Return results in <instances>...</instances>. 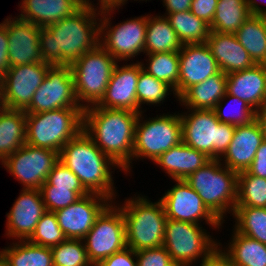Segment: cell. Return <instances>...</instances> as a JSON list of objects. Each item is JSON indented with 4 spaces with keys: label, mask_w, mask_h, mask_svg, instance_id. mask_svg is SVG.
Listing matches in <instances>:
<instances>
[{
    "label": "cell",
    "mask_w": 266,
    "mask_h": 266,
    "mask_svg": "<svg viewBox=\"0 0 266 266\" xmlns=\"http://www.w3.org/2000/svg\"><path fill=\"white\" fill-rule=\"evenodd\" d=\"M85 4L73 15L40 27L39 46L43 62L54 65H71L86 52L100 44V23L96 20L92 2ZM99 23V24H98Z\"/></svg>",
    "instance_id": "cell-1"
},
{
    "label": "cell",
    "mask_w": 266,
    "mask_h": 266,
    "mask_svg": "<svg viewBox=\"0 0 266 266\" xmlns=\"http://www.w3.org/2000/svg\"><path fill=\"white\" fill-rule=\"evenodd\" d=\"M140 113L93 105L84 109L83 131L118 168L130 170L135 125Z\"/></svg>",
    "instance_id": "cell-2"
},
{
    "label": "cell",
    "mask_w": 266,
    "mask_h": 266,
    "mask_svg": "<svg viewBox=\"0 0 266 266\" xmlns=\"http://www.w3.org/2000/svg\"><path fill=\"white\" fill-rule=\"evenodd\" d=\"M59 161L78 177L89 193L100 194L110 200L116 196L110 166L118 165L84 131L63 146Z\"/></svg>",
    "instance_id": "cell-3"
},
{
    "label": "cell",
    "mask_w": 266,
    "mask_h": 266,
    "mask_svg": "<svg viewBox=\"0 0 266 266\" xmlns=\"http://www.w3.org/2000/svg\"><path fill=\"white\" fill-rule=\"evenodd\" d=\"M84 126V108L68 107L40 113H26V144L60 153Z\"/></svg>",
    "instance_id": "cell-4"
},
{
    "label": "cell",
    "mask_w": 266,
    "mask_h": 266,
    "mask_svg": "<svg viewBox=\"0 0 266 266\" xmlns=\"http://www.w3.org/2000/svg\"><path fill=\"white\" fill-rule=\"evenodd\" d=\"M222 160L211 159L184 180L221 223L226 211H231L233 215L236 209L238 187V173L222 166Z\"/></svg>",
    "instance_id": "cell-5"
},
{
    "label": "cell",
    "mask_w": 266,
    "mask_h": 266,
    "mask_svg": "<svg viewBox=\"0 0 266 266\" xmlns=\"http://www.w3.org/2000/svg\"><path fill=\"white\" fill-rule=\"evenodd\" d=\"M120 206L125 221L126 245L134 251L163 246L166 213L161 200L145 196L125 200Z\"/></svg>",
    "instance_id": "cell-6"
},
{
    "label": "cell",
    "mask_w": 266,
    "mask_h": 266,
    "mask_svg": "<svg viewBox=\"0 0 266 266\" xmlns=\"http://www.w3.org/2000/svg\"><path fill=\"white\" fill-rule=\"evenodd\" d=\"M187 109L191 113L180 114L182 142L210 159H221L232 141L236 126L220 122L214 110Z\"/></svg>",
    "instance_id": "cell-7"
},
{
    "label": "cell",
    "mask_w": 266,
    "mask_h": 266,
    "mask_svg": "<svg viewBox=\"0 0 266 266\" xmlns=\"http://www.w3.org/2000/svg\"><path fill=\"white\" fill-rule=\"evenodd\" d=\"M116 61L99 44L70 65L75 94L82 108L97 105L104 97L110 77L118 63ZM83 101L87 105L81 104Z\"/></svg>",
    "instance_id": "cell-8"
},
{
    "label": "cell",
    "mask_w": 266,
    "mask_h": 266,
    "mask_svg": "<svg viewBox=\"0 0 266 266\" xmlns=\"http://www.w3.org/2000/svg\"><path fill=\"white\" fill-rule=\"evenodd\" d=\"M139 114L135 125L132 160L144 157L155 161L162 153L182 142L181 116L160 115L143 122ZM143 122V123H140Z\"/></svg>",
    "instance_id": "cell-9"
},
{
    "label": "cell",
    "mask_w": 266,
    "mask_h": 266,
    "mask_svg": "<svg viewBox=\"0 0 266 266\" xmlns=\"http://www.w3.org/2000/svg\"><path fill=\"white\" fill-rule=\"evenodd\" d=\"M200 224L166 220L163 246L177 266H190L198 258L205 259L219 245Z\"/></svg>",
    "instance_id": "cell-10"
},
{
    "label": "cell",
    "mask_w": 266,
    "mask_h": 266,
    "mask_svg": "<svg viewBox=\"0 0 266 266\" xmlns=\"http://www.w3.org/2000/svg\"><path fill=\"white\" fill-rule=\"evenodd\" d=\"M111 204L96 218L93 227L83 239L91 264H99L127 246L123 213L119 206Z\"/></svg>",
    "instance_id": "cell-11"
},
{
    "label": "cell",
    "mask_w": 266,
    "mask_h": 266,
    "mask_svg": "<svg viewBox=\"0 0 266 266\" xmlns=\"http://www.w3.org/2000/svg\"><path fill=\"white\" fill-rule=\"evenodd\" d=\"M109 11L110 9L100 11L103 18L99 19L102 39H100V45L117 61H126L144 52L147 16L123 21L111 28L109 21L111 18L106 17Z\"/></svg>",
    "instance_id": "cell-12"
},
{
    "label": "cell",
    "mask_w": 266,
    "mask_h": 266,
    "mask_svg": "<svg viewBox=\"0 0 266 266\" xmlns=\"http://www.w3.org/2000/svg\"><path fill=\"white\" fill-rule=\"evenodd\" d=\"M58 161V152L25 143L9 155L2 164L22 183L23 189H40Z\"/></svg>",
    "instance_id": "cell-13"
},
{
    "label": "cell",
    "mask_w": 266,
    "mask_h": 266,
    "mask_svg": "<svg viewBox=\"0 0 266 266\" xmlns=\"http://www.w3.org/2000/svg\"><path fill=\"white\" fill-rule=\"evenodd\" d=\"M68 107H82L77 101L70 65L50 66L24 111L40 113Z\"/></svg>",
    "instance_id": "cell-14"
},
{
    "label": "cell",
    "mask_w": 266,
    "mask_h": 266,
    "mask_svg": "<svg viewBox=\"0 0 266 266\" xmlns=\"http://www.w3.org/2000/svg\"><path fill=\"white\" fill-rule=\"evenodd\" d=\"M50 66L42 62L11 67L0 79V106L25 110Z\"/></svg>",
    "instance_id": "cell-15"
},
{
    "label": "cell",
    "mask_w": 266,
    "mask_h": 266,
    "mask_svg": "<svg viewBox=\"0 0 266 266\" xmlns=\"http://www.w3.org/2000/svg\"><path fill=\"white\" fill-rule=\"evenodd\" d=\"M176 182V185L160 198L167 219L197 224L204 219L212 227L221 226L222 223L208 210L198 193L186 181Z\"/></svg>",
    "instance_id": "cell-16"
},
{
    "label": "cell",
    "mask_w": 266,
    "mask_h": 266,
    "mask_svg": "<svg viewBox=\"0 0 266 266\" xmlns=\"http://www.w3.org/2000/svg\"><path fill=\"white\" fill-rule=\"evenodd\" d=\"M112 200L107 197L89 193L68 207L55 211L58 224L67 239L83 240L93 227L96 218Z\"/></svg>",
    "instance_id": "cell-17"
},
{
    "label": "cell",
    "mask_w": 266,
    "mask_h": 266,
    "mask_svg": "<svg viewBox=\"0 0 266 266\" xmlns=\"http://www.w3.org/2000/svg\"><path fill=\"white\" fill-rule=\"evenodd\" d=\"M179 55L178 98L220 70L206 43L183 44Z\"/></svg>",
    "instance_id": "cell-18"
},
{
    "label": "cell",
    "mask_w": 266,
    "mask_h": 266,
    "mask_svg": "<svg viewBox=\"0 0 266 266\" xmlns=\"http://www.w3.org/2000/svg\"><path fill=\"white\" fill-rule=\"evenodd\" d=\"M3 24L7 28L8 56L11 67L43 62L39 46V26L17 17L7 18Z\"/></svg>",
    "instance_id": "cell-19"
},
{
    "label": "cell",
    "mask_w": 266,
    "mask_h": 266,
    "mask_svg": "<svg viewBox=\"0 0 266 266\" xmlns=\"http://www.w3.org/2000/svg\"><path fill=\"white\" fill-rule=\"evenodd\" d=\"M46 208L39 189H23L7 216L9 237L29 240Z\"/></svg>",
    "instance_id": "cell-20"
},
{
    "label": "cell",
    "mask_w": 266,
    "mask_h": 266,
    "mask_svg": "<svg viewBox=\"0 0 266 266\" xmlns=\"http://www.w3.org/2000/svg\"><path fill=\"white\" fill-rule=\"evenodd\" d=\"M141 69V62L124 65L123 67L116 64L105 95L97 106L138 112L137 82Z\"/></svg>",
    "instance_id": "cell-21"
},
{
    "label": "cell",
    "mask_w": 266,
    "mask_h": 266,
    "mask_svg": "<svg viewBox=\"0 0 266 266\" xmlns=\"http://www.w3.org/2000/svg\"><path fill=\"white\" fill-rule=\"evenodd\" d=\"M263 142L262 130L256 119L248 124L236 126L232 141L223 154V165L237 173L246 171Z\"/></svg>",
    "instance_id": "cell-22"
},
{
    "label": "cell",
    "mask_w": 266,
    "mask_h": 266,
    "mask_svg": "<svg viewBox=\"0 0 266 266\" xmlns=\"http://www.w3.org/2000/svg\"><path fill=\"white\" fill-rule=\"evenodd\" d=\"M226 93L245 100L255 111L266 108V65L226 75Z\"/></svg>",
    "instance_id": "cell-23"
},
{
    "label": "cell",
    "mask_w": 266,
    "mask_h": 266,
    "mask_svg": "<svg viewBox=\"0 0 266 266\" xmlns=\"http://www.w3.org/2000/svg\"><path fill=\"white\" fill-rule=\"evenodd\" d=\"M206 44L215 58L219 70L226 75L255 65L234 33L210 31Z\"/></svg>",
    "instance_id": "cell-24"
},
{
    "label": "cell",
    "mask_w": 266,
    "mask_h": 266,
    "mask_svg": "<svg viewBox=\"0 0 266 266\" xmlns=\"http://www.w3.org/2000/svg\"><path fill=\"white\" fill-rule=\"evenodd\" d=\"M21 14L17 17L39 27H47L73 15L85 0H22ZM23 10V11H22Z\"/></svg>",
    "instance_id": "cell-25"
},
{
    "label": "cell",
    "mask_w": 266,
    "mask_h": 266,
    "mask_svg": "<svg viewBox=\"0 0 266 266\" xmlns=\"http://www.w3.org/2000/svg\"><path fill=\"white\" fill-rule=\"evenodd\" d=\"M210 160L204 153L181 142L162 153L154 162L176 181L185 180Z\"/></svg>",
    "instance_id": "cell-26"
},
{
    "label": "cell",
    "mask_w": 266,
    "mask_h": 266,
    "mask_svg": "<svg viewBox=\"0 0 266 266\" xmlns=\"http://www.w3.org/2000/svg\"><path fill=\"white\" fill-rule=\"evenodd\" d=\"M227 77L222 71L188 88L178 100L192 109L213 110L226 93Z\"/></svg>",
    "instance_id": "cell-27"
},
{
    "label": "cell",
    "mask_w": 266,
    "mask_h": 266,
    "mask_svg": "<svg viewBox=\"0 0 266 266\" xmlns=\"http://www.w3.org/2000/svg\"><path fill=\"white\" fill-rule=\"evenodd\" d=\"M26 143V112L0 106V160Z\"/></svg>",
    "instance_id": "cell-28"
},
{
    "label": "cell",
    "mask_w": 266,
    "mask_h": 266,
    "mask_svg": "<svg viewBox=\"0 0 266 266\" xmlns=\"http://www.w3.org/2000/svg\"><path fill=\"white\" fill-rule=\"evenodd\" d=\"M12 244L0 251V262L4 266H54L51 247L37 245L29 240Z\"/></svg>",
    "instance_id": "cell-29"
},
{
    "label": "cell",
    "mask_w": 266,
    "mask_h": 266,
    "mask_svg": "<svg viewBox=\"0 0 266 266\" xmlns=\"http://www.w3.org/2000/svg\"><path fill=\"white\" fill-rule=\"evenodd\" d=\"M176 32L166 17L147 15L144 53L179 52L182 47Z\"/></svg>",
    "instance_id": "cell-30"
},
{
    "label": "cell",
    "mask_w": 266,
    "mask_h": 266,
    "mask_svg": "<svg viewBox=\"0 0 266 266\" xmlns=\"http://www.w3.org/2000/svg\"><path fill=\"white\" fill-rule=\"evenodd\" d=\"M234 34L255 64L266 65V16L250 15Z\"/></svg>",
    "instance_id": "cell-31"
},
{
    "label": "cell",
    "mask_w": 266,
    "mask_h": 266,
    "mask_svg": "<svg viewBox=\"0 0 266 266\" xmlns=\"http://www.w3.org/2000/svg\"><path fill=\"white\" fill-rule=\"evenodd\" d=\"M229 249L224 253L233 266H266V245L246 235L233 231Z\"/></svg>",
    "instance_id": "cell-32"
},
{
    "label": "cell",
    "mask_w": 266,
    "mask_h": 266,
    "mask_svg": "<svg viewBox=\"0 0 266 266\" xmlns=\"http://www.w3.org/2000/svg\"><path fill=\"white\" fill-rule=\"evenodd\" d=\"M250 15L246 0H218L210 31L235 33Z\"/></svg>",
    "instance_id": "cell-33"
},
{
    "label": "cell",
    "mask_w": 266,
    "mask_h": 266,
    "mask_svg": "<svg viewBox=\"0 0 266 266\" xmlns=\"http://www.w3.org/2000/svg\"><path fill=\"white\" fill-rule=\"evenodd\" d=\"M165 15L182 44L206 43L210 27L190 10Z\"/></svg>",
    "instance_id": "cell-34"
},
{
    "label": "cell",
    "mask_w": 266,
    "mask_h": 266,
    "mask_svg": "<svg viewBox=\"0 0 266 266\" xmlns=\"http://www.w3.org/2000/svg\"><path fill=\"white\" fill-rule=\"evenodd\" d=\"M149 63L142 69L156 79L168 84L178 98L179 55L178 52L147 54ZM175 92V93H174Z\"/></svg>",
    "instance_id": "cell-35"
},
{
    "label": "cell",
    "mask_w": 266,
    "mask_h": 266,
    "mask_svg": "<svg viewBox=\"0 0 266 266\" xmlns=\"http://www.w3.org/2000/svg\"><path fill=\"white\" fill-rule=\"evenodd\" d=\"M235 230L266 245V208L236 207Z\"/></svg>",
    "instance_id": "cell-36"
},
{
    "label": "cell",
    "mask_w": 266,
    "mask_h": 266,
    "mask_svg": "<svg viewBox=\"0 0 266 266\" xmlns=\"http://www.w3.org/2000/svg\"><path fill=\"white\" fill-rule=\"evenodd\" d=\"M236 207L266 208V178L238 173Z\"/></svg>",
    "instance_id": "cell-37"
},
{
    "label": "cell",
    "mask_w": 266,
    "mask_h": 266,
    "mask_svg": "<svg viewBox=\"0 0 266 266\" xmlns=\"http://www.w3.org/2000/svg\"><path fill=\"white\" fill-rule=\"evenodd\" d=\"M81 239H66L51 247L54 266H91Z\"/></svg>",
    "instance_id": "cell-38"
},
{
    "label": "cell",
    "mask_w": 266,
    "mask_h": 266,
    "mask_svg": "<svg viewBox=\"0 0 266 266\" xmlns=\"http://www.w3.org/2000/svg\"><path fill=\"white\" fill-rule=\"evenodd\" d=\"M170 89L173 91L168 84L141 69L137 82L138 113L143 112L140 110L143 103L153 105L163 102L167 97L166 95H169L168 91Z\"/></svg>",
    "instance_id": "cell-39"
},
{
    "label": "cell",
    "mask_w": 266,
    "mask_h": 266,
    "mask_svg": "<svg viewBox=\"0 0 266 266\" xmlns=\"http://www.w3.org/2000/svg\"><path fill=\"white\" fill-rule=\"evenodd\" d=\"M67 238L61 230L54 212L46 211L39 222L29 241L44 247L56 246Z\"/></svg>",
    "instance_id": "cell-40"
},
{
    "label": "cell",
    "mask_w": 266,
    "mask_h": 266,
    "mask_svg": "<svg viewBox=\"0 0 266 266\" xmlns=\"http://www.w3.org/2000/svg\"><path fill=\"white\" fill-rule=\"evenodd\" d=\"M226 97L229 98L230 100L232 99L233 101L231 100V102H235L236 105L237 104L240 105V107H238V110L237 108H234L236 110L235 111L233 110L234 112H231V113L228 111H227L228 113L224 111V109L222 108L223 106L222 101H224V99L227 100ZM223 98L224 99L220 100L218 104L215 106V108L213 109L217 116V119L220 122L231 124L234 126H240V125L248 124L252 120L255 119L256 111L245 100H241L240 98H237L236 96H233V95H229L227 93H225ZM235 103H234V106H235ZM226 108L227 107H225V109Z\"/></svg>",
    "instance_id": "cell-41"
},
{
    "label": "cell",
    "mask_w": 266,
    "mask_h": 266,
    "mask_svg": "<svg viewBox=\"0 0 266 266\" xmlns=\"http://www.w3.org/2000/svg\"><path fill=\"white\" fill-rule=\"evenodd\" d=\"M46 211L55 212L75 203L80 197L70 188H55L45 181L40 187Z\"/></svg>",
    "instance_id": "cell-42"
},
{
    "label": "cell",
    "mask_w": 266,
    "mask_h": 266,
    "mask_svg": "<svg viewBox=\"0 0 266 266\" xmlns=\"http://www.w3.org/2000/svg\"><path fill=\"white\" fill-rule=\"evenodd\" d=\"M47 182L55 188H70L80 198L89 194L78 177L63 163L58 161L48 175Z\"/></svg>",
    "instance_id": "cell-43"
},
{
    "label": "cell",
    "mask_w": 266,
    "mask_h": 266,
    "mask_svg": "<svg viewBox=\"0 0 266 266\" xmlns=\"http://www.w3.org/2000/svg\"><path fill=\"white\" fill-rule=\"evenodd\" d=\"M138 266H176L164 246L136 251Z\"/></svg>",
    "instance_id": "cell-44"
},
{
    "label": "cell",
    "mask_w": 266,
    "mask_h": 266,
    "mask_svg": "<svg viewBox=\"0 0 266 266\" xmlns=\"http://www.w3.org/2000/svg\"><path fill=\"white\" fill-rule=\"evenodd\" d=\"M218 0H192L190 11L209 26L212 24Z\"/></svg>",
    "instance_id": "cell-45"
},
{
    "label": "cell",
    "mask_w": 266,
    "mask_h": 266,
    "mask_svg": "<svg viewBox=\"0 0 266 266\" xmlns=\"http://www.w3.org/2000/svg\"><path fill=\"white\" fill-rule=\"evenodd\" d=\"M135 257H136V251L126 246L124 249L102 260L98 265L99 266H138L137 258Z\"/></svg>",
    "instance_id": "cell-46"
},
{
    "label": "cell",
    "mask_w": 266,
    "mask_h": 266,
    "mask_svg": "<svg viewBox=\"0 0 266 266\" xmlns=\"http://www.w3.org/2000/svg\"><path fill=\"white\" fill-rule=\"evenodd\" d=\"M249 174L266 178V142H263L250 165L246 170Z\"/></svg>",
    "instance_id": "cell-47"
},
{
    "label": "cell",
    "mask_w": 266,
    "mask_h": 266,
    "mask_svg": "<svg viewBox=\"0 0 266 266\" xmlns=\"http://www.w3.org/2000/svg\"><path fill=\"white\" fill-rule=\"evenodd\" d=\"M8 37L7 28L3 23H0V79L11 68L8 56Z\"/></svg>",
    "instance_id": "cell-48"
},
{
    "label": "cell",
    "mask_w": 266,
    "mask_h": 266,
    "mask_svg": "<svg viewBox=\"0 0 266 266\" xmlns=\"http://www.w3.org/2000/svg\"><path fill=\"white\" fill-rule=\"evenodd\" d=\"M220 247L216 248L209 256L205 259H201V266H233L230 258L222 252Z\"/></svg>",
    "instance_id": "cell-49"
},
{
    "label": "cell",
    "mask_w": 266,
    "mask_h": 266,
    "mask_svg": "<svg viewBox=\"0 0 266 266\" xmlns=\"http://www.w3.org/2000/svg\"><path fill=\"white\" fill-rule=\"evenodd\" d=\"M166 6V14L184 12L190 10L192 0H163Z\"/></svg>",
    "instance_id": "cell-50"
},
{
    "label": "cell",
    "mask_w": 266,
    "mask_h": 266,
    "mask_svg": "<svg viewBox=\"0 0 266 266\" xmlns=\"http://www.w3.org/2000/svg\"><path fill=\"white\" fill-rule=\"evenodd\" d=\"M125 1H128V0H99L101 4L99 5L100 11L107 10V9H110L111 11H113V9L115 10V8L117 7L119 9V6L123 5Z\"/></svg>",
    "instance_id": "cell-51"
},
{
    "label": "cell",
    "mask_w": 266,
    "mask_h": 266,
    "mask_svg": "<svg viewBox=\"0 0 266 266\" xmlns=\"http://www.w3.org/2000/svg\"><path fill=\"white\" fill-rule=\"evenodd\" d=\"M255 119L261 127L264 142H266V108L256 111Z\"/></svg>",
    "instance_id": "cell-52"
},
{
    "label": "cell",
    "mask_w": 266,
    "mask_h": 266,
    "mask_svg": "<svg viewBox=\"0 0 266 266\" xmlns=\"http://www.w3.org/2000/svg\"><path fill=\"white\" fill-rule=\"evenodd\" d=\"M251 15L266 16V10L258 6L255 0H246Z\"/></svg>",
    "instance_id": "cell-53"
}]
</instances>
